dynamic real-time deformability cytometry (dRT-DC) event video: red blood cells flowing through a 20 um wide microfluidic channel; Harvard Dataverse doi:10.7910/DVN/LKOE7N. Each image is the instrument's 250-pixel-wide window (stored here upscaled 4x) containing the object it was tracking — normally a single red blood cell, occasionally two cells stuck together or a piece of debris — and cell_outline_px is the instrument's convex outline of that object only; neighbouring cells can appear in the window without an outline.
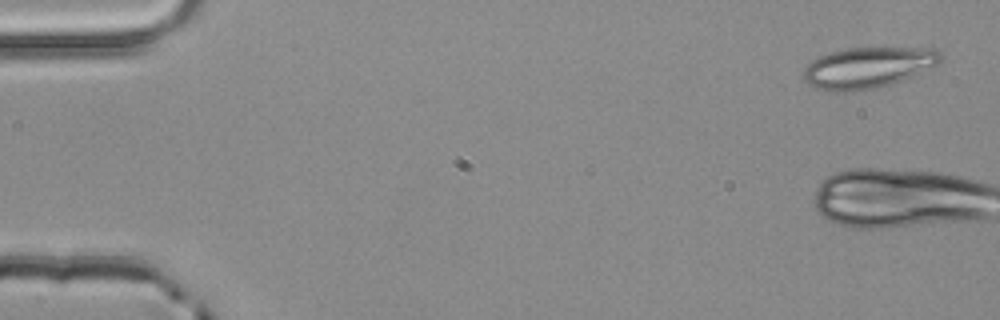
{"species": "common noctule bat (a hibernating species)", "species_latin": "Nyctalus noctula", "temperature_condition": "room temperature", "stored_images_in_passage": 4, "camera_frame_rate_fps": 3000, "um_per_image_px": 0.085, "animal": {"sex": "male", "body_mass_g": 20.4}, "frame": {"image": 1, "passage_image": 1, "time_ms": 0.0, "image_size_px": [1000, 320], "cell_outline_px": [[944, 56], [940, 64], [912, 76], [876, 88], [844, 92], [836, 92], [816, 88], [808, 84], [804, 80], [804, 68], [812, 60], [820, 56], [832, 52], [848, 48], [932, 48], [940, 52]], "centroid_in_image_um": [73.79, 5.74], "position_along_channel_um": 11.2, "area_um2": 32.6}}